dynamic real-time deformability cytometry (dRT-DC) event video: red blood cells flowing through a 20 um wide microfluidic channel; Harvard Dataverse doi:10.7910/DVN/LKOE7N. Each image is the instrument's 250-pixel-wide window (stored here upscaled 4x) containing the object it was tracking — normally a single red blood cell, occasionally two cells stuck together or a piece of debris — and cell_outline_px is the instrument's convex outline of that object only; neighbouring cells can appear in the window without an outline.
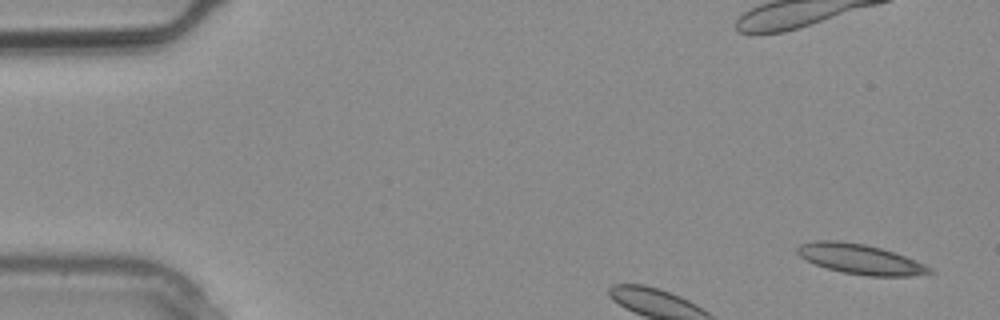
{"species": "common noctule bat (a hibernating species)", "species_latin": "Nyctalus noctula", "temperature_condition": "warm", "stored_images_in_passage": 3, "camera_frame_rate_fps": 3000, "um_per_image_px": 0.085, "animal": {"sex": "male", "body_mass_g": 20.4}, "frame": {"image": 1, "passage_image": 1, "time_ms": 0.0, "image_size_px": [1000, 320], "cell_outline_px": [[936, 272], [912, 276], [868, 276], [844, 272], [828, 268], [816, 264], [800, 256], [796, 252], [796, 248], [800, 244], [816, 240], [836, 240], [864, 244], [880, 248], [916, 260], [932, 268]], "centroid_in_image_um": [73.14, 22.02], "position_along_channel_um": 11.9, "area_um2": 22.89}}